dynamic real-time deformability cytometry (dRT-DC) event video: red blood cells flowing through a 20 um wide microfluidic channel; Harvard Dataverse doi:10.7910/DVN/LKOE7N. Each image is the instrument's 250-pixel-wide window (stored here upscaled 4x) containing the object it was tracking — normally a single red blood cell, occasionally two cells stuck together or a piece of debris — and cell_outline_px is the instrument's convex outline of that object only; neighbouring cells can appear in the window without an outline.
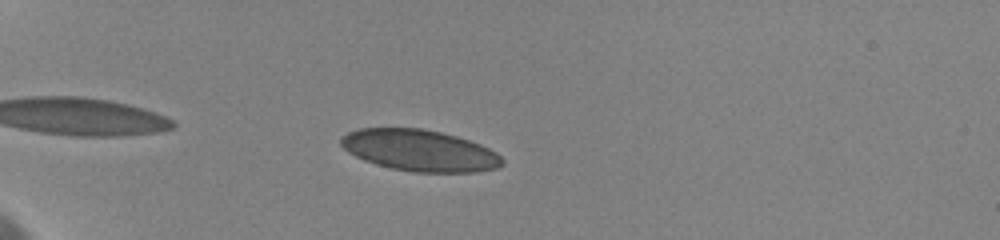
{"species": "human", "species_latin": "Homo sapiens", "temperature_condition": "cold", "stored_images_in_passage": 28, "camera_frame_rate_fps": 3000, "um_per_image_px": 0.085, "donor": {"sex": "female"}, "frame": {"image": 1, "passage_image": 5, "time_ms": 1.667, "image_size_px": [1000, 240], "cell_outline_px": [[504, 164], [496, 168], [476, 172], [412, 172], [392, 168], [376, 164], [364, 160], [348, 152], [340, 144], [340, 140], [348, 132], [360, 128], [420, 128], [440, 132], [456, 136], [480, 144], [496, 152], [504, 160]], "centroid_in_image_um": [35.68, 12.79], "position_along_channel_um": 49.3, "area_um2": 38.78}, "authors_computed_cell_mechanics": {"area_um2": 38.0902, "velocity_mm_per_s": 3.585, "shape_relaxation_time_tau1_ms": 10.8463, "shape_relaxation_time_tau2_ms": null, "deformation_change_tau1": 0.198, "deformation_change_tau2": null}}